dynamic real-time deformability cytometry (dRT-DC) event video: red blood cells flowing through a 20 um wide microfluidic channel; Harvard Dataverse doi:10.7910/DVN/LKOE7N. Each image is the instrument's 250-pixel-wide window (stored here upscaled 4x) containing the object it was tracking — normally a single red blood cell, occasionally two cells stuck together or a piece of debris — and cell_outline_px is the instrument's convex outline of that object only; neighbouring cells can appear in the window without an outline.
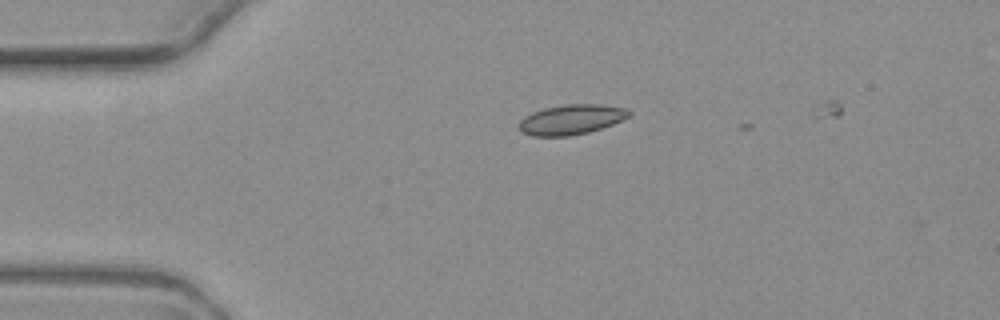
{"species": "common noctule bat (a hibernating species)", "species_latin": "Nyctalus noctula", "temperature_condition": "warm", "stored_images_in_passage": 3, "camera_frame_rate_fps": 3000, "um_per_image_px": 0.085, "animal": {"sex": "female", "body_mass_g": 19.3, "forearm_length_mm": 54.1}, "frame": {"image": 1, "passage_image": 1, "time_ms": 0.0, "image_size_px": [1000, 320], "cell_outline_px": [[632, 112], [628, 116], [612, 124], [588, 132], [568, 136], [532, 136], [520, 132], [520, 120], [524, 116], [532, 112], [544, 108], [564, 104], [600, 104], [624, 108]], "centroid_in_image_um": [48.51, 10.15], "position_along_channel_um": 36.5, "area_um2": 19.07}}